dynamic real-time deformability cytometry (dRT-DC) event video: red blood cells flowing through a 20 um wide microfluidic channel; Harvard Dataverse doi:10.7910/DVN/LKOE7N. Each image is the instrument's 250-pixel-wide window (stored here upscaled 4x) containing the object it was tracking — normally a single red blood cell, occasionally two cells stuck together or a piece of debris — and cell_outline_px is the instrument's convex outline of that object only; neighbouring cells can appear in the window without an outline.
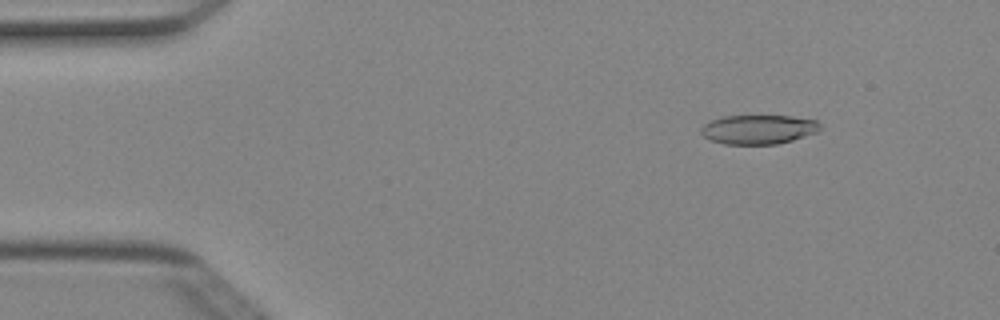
{"species": "Egyptian fruit bat (a non-hibernating species)", "species_latin": "Rousettus aegyptiacus", "temperature_condition": "cold", "stored_images_in_passage": 50, "camera_frame_rate_fps": 3000, "um_per_image_px": 0.085, "animal": {"sex": "female"}, "frame": {"image": 1, "passage_image": 6, "time_ms": 1.667, "image_size_px": [1000, 320], "cell_outline_px": [[820, 128], [816, 132], [792, 140], [776, 144], [724, 144], [712, 140], [704, 136], [700, 132], [700, 128], [708, 120], [724, 116], [792, 116], [816, 120], [820, 124]], "centroid_in_image_um": [64.43, 10.99], "position_along_channel_um": 20.6, "area_um2": 20.23}}
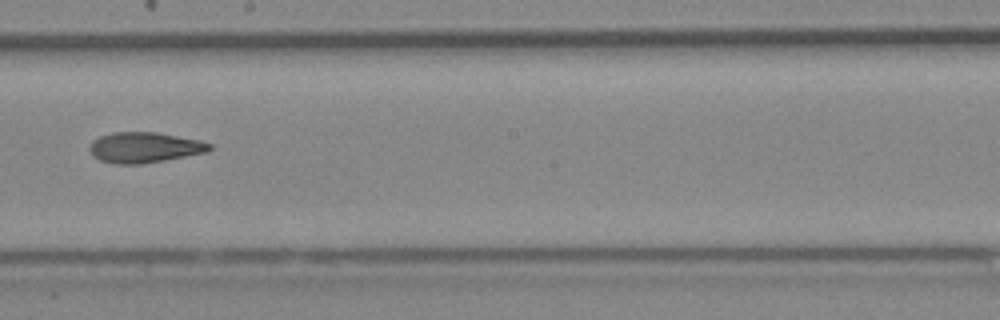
{"frame": {"image": 2, "passage_image": 28, "time_ms": 9.0, "image_size_px": [1000, 320], "cell_outline_px": [[212, 148], [208, 152], [164, 160], [140, 164], [112, 164], [100, 160], [92, 156], [88, 148], [92, 140], [100, 136], [112, 132], [156, 132], [200, 140], [212, 144]], "centroid_in_image_um": [12.25, 12.53], "position_along_channel_um": 235.9, "area_um2": 21.5}}
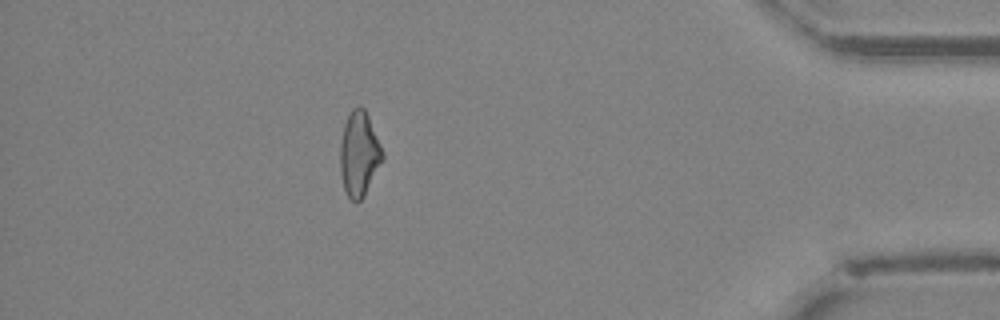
{"frame": {"image": 3, "passage_image": 44, "time_ms": 14.333, "image_size_px": [1000, 320], "cell_outline_px": [[384, 160], [364, 196], [356, 204], [344, 192], [340, 172], [340, 144], [344, 124], [352, 108], [360, 104], [364, 108], [368, 116], [384, 152]], "centroid_in_image_um": [30.53, 13.1], "position_along_channel_um": 404.7, "area_um2": 21.21}, "authors_computed_cell_mechanics": {"area_um2": 21.4438, "velocity_mm_per_s": 4.046, "shape_relaxation_time_tau1_ms": 8.3278, "shape_relaxation_time_tau2_ms": 5.2027, "deformation_change_tau1": 0.215, "deformation_change_tau2": 0.164}}